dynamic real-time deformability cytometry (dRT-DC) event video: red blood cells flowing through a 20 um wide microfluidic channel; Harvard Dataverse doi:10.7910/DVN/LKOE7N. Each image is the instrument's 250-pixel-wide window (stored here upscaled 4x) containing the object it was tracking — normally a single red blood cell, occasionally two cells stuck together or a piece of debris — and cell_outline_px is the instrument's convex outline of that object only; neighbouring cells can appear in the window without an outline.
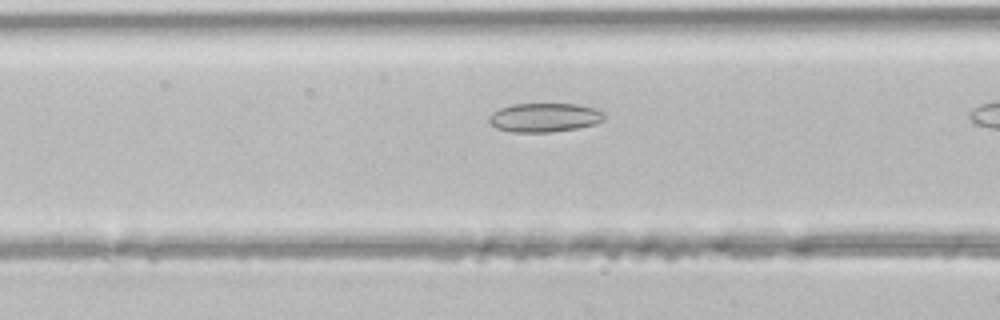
{"species": "common noctule bat (a hibernating species)", "species_latin": "Nyctalus noctula", "temperature_condition": "room temperature", "stored_images_in_passage": 12, "camera_frame_rate_fps": 3000, "um_per_image_px": 0.085, "animal": {"sex": "male", "body_mass_g": 21.5, "forearm_length_mm": 52.0}, "frame": {"image": 1, "passage_image": 10, "time_ms": 3.0, "image_size_px": [1000, 320], "cell_outline_px": [[604, 120], [596, 124], [576, 128], [552, 132], [512, 132], [496, 128], [488, 124], [488, 116], [492, 112], [500, 108], [512, 104], [576, 104], [596, 108], [604, 112]], "centroid_in_image_um": [46.26, 9.99], "position_along_channel_um": 120.3, "area_um2": 19.65}}